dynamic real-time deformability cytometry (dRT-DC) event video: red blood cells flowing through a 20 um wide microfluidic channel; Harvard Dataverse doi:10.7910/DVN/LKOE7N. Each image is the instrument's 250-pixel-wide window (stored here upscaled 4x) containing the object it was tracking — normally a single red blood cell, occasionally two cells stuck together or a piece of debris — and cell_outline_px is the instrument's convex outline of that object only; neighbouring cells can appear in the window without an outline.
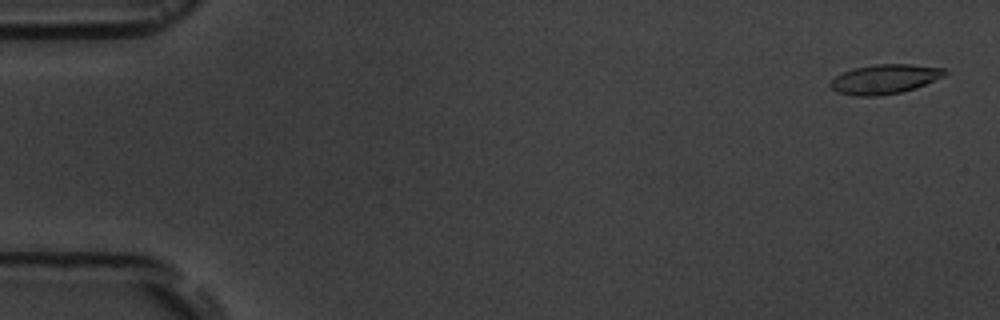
{"species": "common noctule bat (a hibernating species)", "species_latin": "Nyctalus noctula", "temperature_condition": "room temperature", "stored_images_in_passage": 5, "camera_frame_rate_fps": 3000, "um_per_image_px": 0.085, "animal": {"sex": "male", "body_mass_g": 19.5, "forearm_length_mm": 54.6}, "frame": {"image": 1, "passage_image": 1, "time_ms": 0.0, "image_size_px": [1000, 320], "cell_outline_px": [[948, 72], [944, 76], [916, 88], [900, 92], [876, 96], [856, 96], [836, 92], [828, 84], [836, 76], [852, 68], [876, 64], [912, 64], [944, 68]], "centroid_in_image_um": [75.2, 6.72], "position_along_channel_um": 9.8, "area_um2": 19.65}}
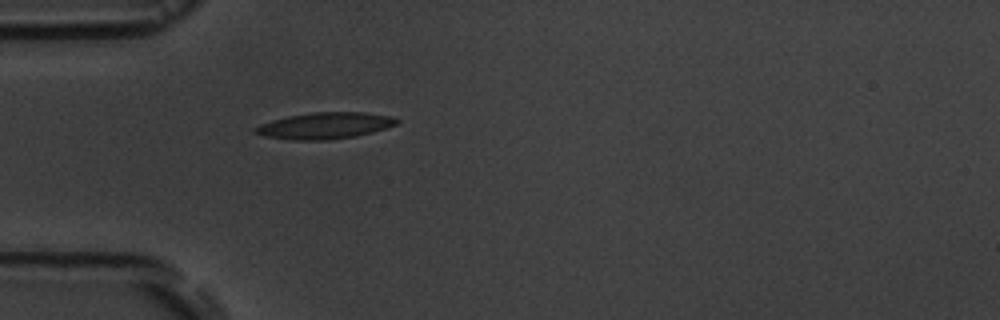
{"frame": {"image": 2, "passage_image": 5, "time_ms": 5.0, "image_size_px": [1000, 320], "cell_outline_px": [[400, 120], [396, 124], [372, 132], [356, 136], [328, 140], [296, 140], [264, 136], [252, 132], [252, 128], [260, 124], [272, 120], [288, 116], [312, 112], [364, 112], [392, 116]], "centroid_in_image_um": [27.58, 10.68], "position_along_channel_um": 57.4, "area_um2": 21.79}}